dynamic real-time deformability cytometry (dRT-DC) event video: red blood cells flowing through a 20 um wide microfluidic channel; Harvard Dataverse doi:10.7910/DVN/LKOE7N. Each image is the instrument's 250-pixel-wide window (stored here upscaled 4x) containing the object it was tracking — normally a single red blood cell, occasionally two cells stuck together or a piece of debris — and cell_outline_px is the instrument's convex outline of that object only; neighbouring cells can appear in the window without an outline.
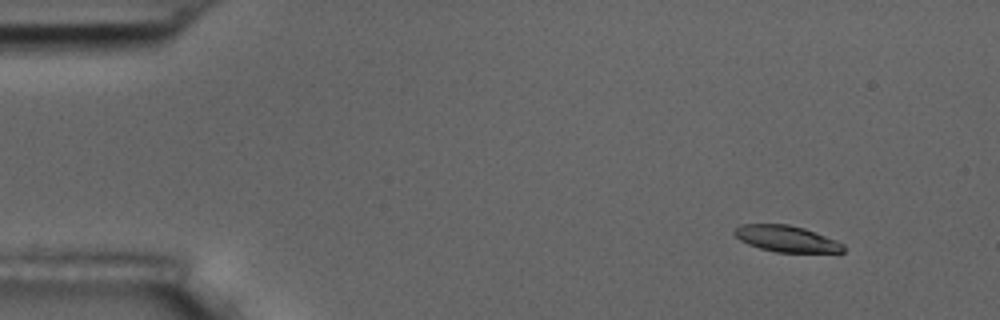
{"species": "common noctule bat (a hibernating species)", "species_latin": "Nyctalus noctula", "temperature_condition": "room temperature", "stored_images_in_passage": 5, "camera_frame_rate_fps": 3000, "um_per_image_px": 0.085, "animal": {"sex": "male", "body_mass_g": 17.5, "forearm_length_mm": 52.3}, "frame": {"image": 1, "passage_image": 1, "time_ms": 0.0, "image_size_px": [1000, 320], "cell_outline_px": [[844, 252], [776, 252], [760, 248], [748, 244], [740, 240], [732, 232], [740, 224], [788, 224], [804, 228], [816, 232], [836, 240], [844, 244]], "centroid_in_image_um": [66.84, 20.28], "position_along_channel_um": 18.2, "area_um2": 16.65}}
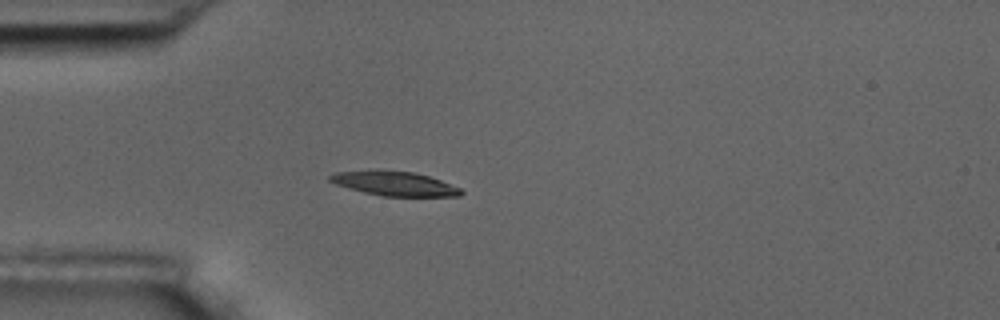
{"frame": {"image": 2, "passage_image": 3, "time_ms": 3.333, "image_size_px": [1000, 320], "cell_outline_px": [[464, 192], [460, 196], [384, 196], [364, 192], [348, 188], [336, 184], [328, 180], [328, 176], [336, 172], [412, 172], [428, 176], [440, 180], [460, 188]], "centroid_in_image_um": [33.58, 15.64], "position_along_channel_um": 51.4, "area_um2": 17.74}}